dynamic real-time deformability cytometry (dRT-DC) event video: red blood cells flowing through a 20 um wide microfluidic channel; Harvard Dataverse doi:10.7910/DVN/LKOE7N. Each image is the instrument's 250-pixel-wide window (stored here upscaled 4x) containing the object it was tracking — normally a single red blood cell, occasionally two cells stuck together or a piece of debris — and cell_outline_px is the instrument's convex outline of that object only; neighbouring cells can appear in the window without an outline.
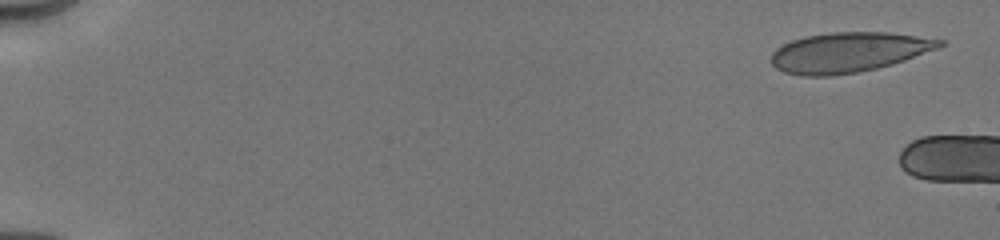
{"species": "human", "species_latin": "Homo sapiens", "temperature_condition": "cold", "stored_images_in_passage": 5, "camera_frame_rate_fps": 3000, "um_per_image_px": 0.085, "donor": {"sex": "male"}, "frame": {"image": 1, "passage_image": 1, "time_ms": 0.0, "image_size_px": [1000, 240], "cell_outline_px": [[948, 44], [904, 60], [892, 64], [876, 68], [856, 72], [828, 76], [804, 76], [784, 72], [776, 68], [772, 64], [772, 52], [776, 48], [792, 40], [804, 36], [828, 32], [888, 32], [948, 40]], "centroid_in_image_um": [72.14, 4.43], "position_along_channel_um": 12.9, "area_um2": 39.25}}